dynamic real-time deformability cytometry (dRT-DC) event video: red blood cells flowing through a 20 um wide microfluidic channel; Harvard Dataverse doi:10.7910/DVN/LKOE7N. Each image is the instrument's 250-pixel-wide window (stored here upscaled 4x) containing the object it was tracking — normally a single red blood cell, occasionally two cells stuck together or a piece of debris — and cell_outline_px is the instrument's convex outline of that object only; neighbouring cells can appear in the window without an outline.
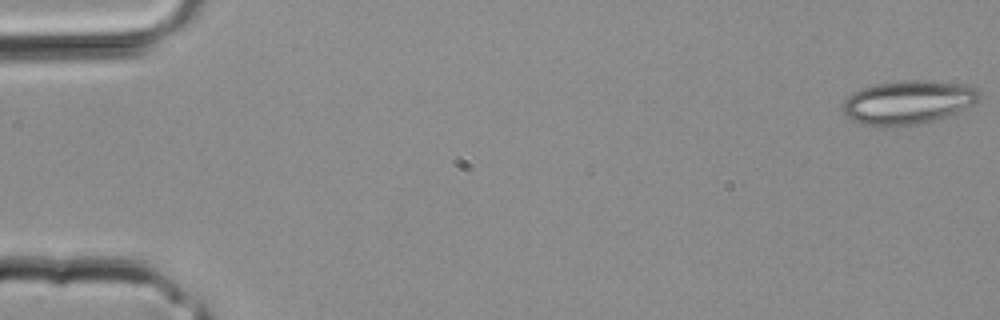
{"species": "common noctule bat (a hibernating species)", "species_latin": "Nyctalus noctula", "temperature_condition": "room temperature", "stored_images_in_passage": 3, "camera_frame_rate_fps": 3000, "um_per_image_px": 0.085, "animal": {"sex": "male", "body_mass_g": 20.4}, "frame": {"image": 1, "passage_image": 1, "time_ms": 0.0, "image_size_px": [1000, 320], "cell_outline_px": [[980, 100], [956, 112], [920, 124], [860, 124], [844, 116], [844, 100], [852, 92], [860, 88], [876, 84], [900, 80], [932, 80], [980, 88]], "centroid_in_image_um": [77.17, 8.65], "position_along_channel_um": 7.8, "area_um2": 34.16}}